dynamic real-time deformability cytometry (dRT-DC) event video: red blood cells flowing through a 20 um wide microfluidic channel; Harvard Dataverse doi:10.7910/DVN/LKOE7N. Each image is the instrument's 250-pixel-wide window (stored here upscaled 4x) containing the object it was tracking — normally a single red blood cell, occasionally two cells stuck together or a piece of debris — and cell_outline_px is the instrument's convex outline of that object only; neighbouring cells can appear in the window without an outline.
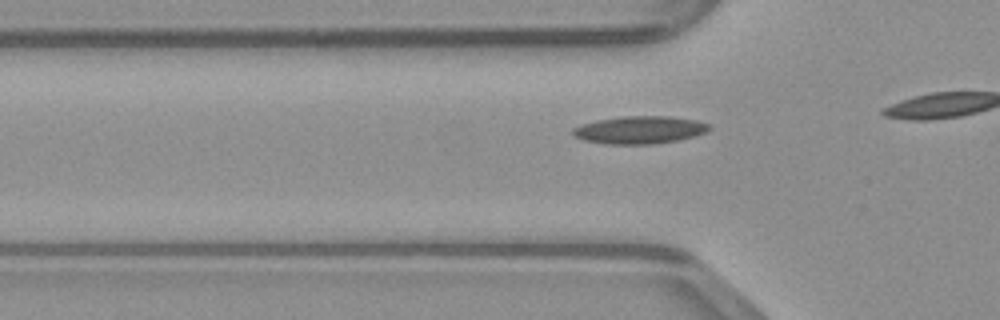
{"species": "common noctule bat (a hibernating species)", "species_latin": "Nyctalus noctula", "temperature_condition": "warm", "stored_images_in_passage": 15, "camera_frame_rate_fps": 3000, "um_per_image_px": 0.085, "animal": {"sex": "male", "body_mass_g": 23.1, "forearm_length_mm": 52.7}, "frame": {"image": 1, "passage_image": 10, "time_ms": 3.0, "image_size_px": [1000, 320], "cell_outline_px": [[712, 128], [704, 132], [692, 136], [676, 140], [656, 144], [604, 144], [584, 140], [576, 136], [572, 132], [572, 128], [580, 124], [596, 120], [624, 116], [668, 116], [696, 120], [708, 124]], "centroid_in_image_um": [54.33, 11.04], "position_along_channel_um": 71.5, "area_um2": 21.85}}
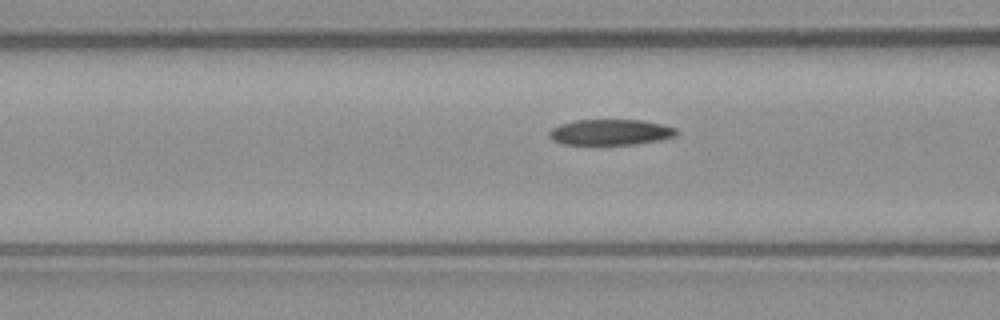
{"frame": {"image": 2, "passage_image": 13, "time_ms": 4.0, "image_size_px": [1000, 320], "cell_outline_px": [[680, 132], [676, 136], [660, 140], [636, 144], [564, 144], [552, 140], [548, 136], [548, 132], [552, 128], [560, 124], [576, 120], [644, 120], [664, 124], [676, 128]], "centroid_in_image_um": [51.93, 11.23], "position_along_channel_um": 114.7, "area_um2": 19.25}}